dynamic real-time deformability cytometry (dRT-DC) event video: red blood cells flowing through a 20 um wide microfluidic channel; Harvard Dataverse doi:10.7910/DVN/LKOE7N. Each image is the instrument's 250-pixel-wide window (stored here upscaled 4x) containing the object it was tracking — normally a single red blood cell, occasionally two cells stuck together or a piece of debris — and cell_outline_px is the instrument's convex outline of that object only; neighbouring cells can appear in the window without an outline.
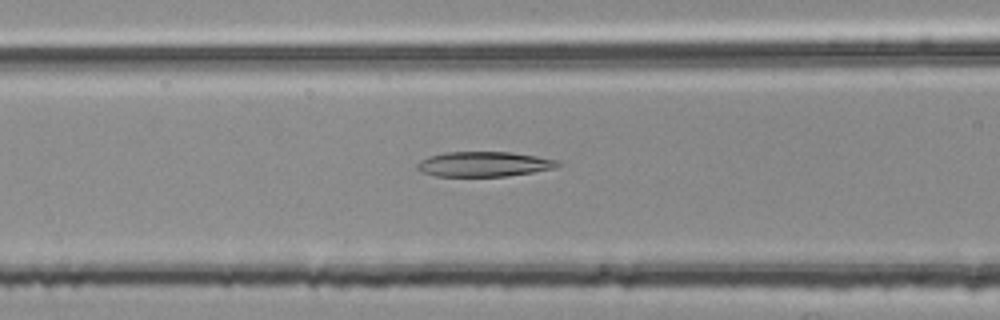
{"species": "common noctule bat (a hibernating species)", "species_latin": "Nyctalus noctula", "temperature_condition": "room temperature", "stored_images_in_passage": 54, "segment_of_instrument_passage": [2, 2], "camera_frame_rate_fps": 3000, "um_per_image_px": 0.085, "animal": {"sex": "female", "body_mass_g": 25.1}, "frame": {"image": 1, "passage_image": 22, "time_ms": 7.0, "image_size_px": [1000, 320], "cell_outline_px": [[560, 164], [556, 168], [532, 172], [504, 176], [436, 176], [420, 172], [416, 168], [416, 164], [420, 160], [428, 156], [448, 152], [512, 152], [536, 156], [556, 160]], "centroid_in_image_um": [41.09, 13.95], "position_along_channel_um": 125.5, "area_um2": 20.4}}
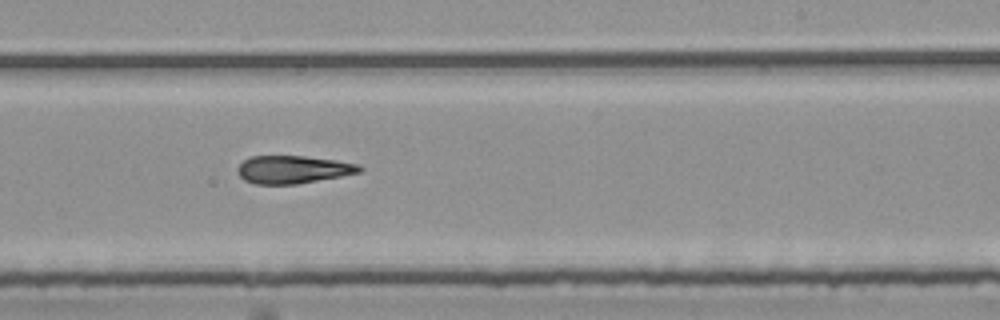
{"frame": {"image": 2, "passage_image": 33, "time_ms": 10.667, "image_size_px": [1000, 320], "cell_outline_px": [[364, 168], [360, 172], [340, 176], [296, 184], [256, 184], [244, 180], [240, 176], [236, 168], [244, 160], [252, 156], [304, 156], [336, 160], [360, 164]], "centroid_in_image_um": [24.91, 14.4], "position_along_channel_um": 264.1, "area_um2": 19.71}}
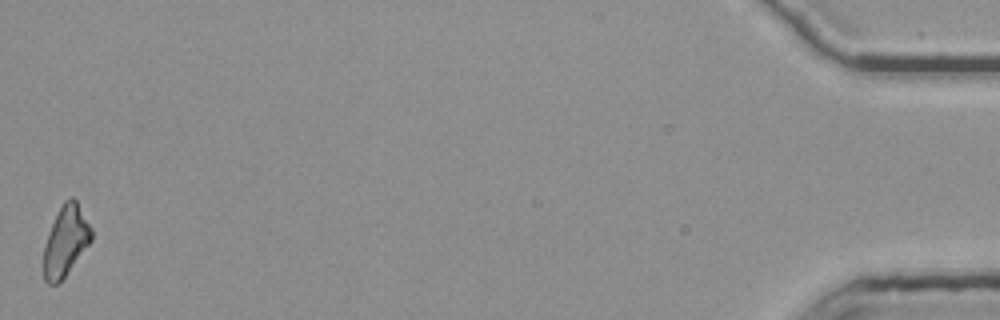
{"frame": {"image": 3, "passage_image": 54, "time_ms": 17.667, "image_size_px": [1000, 320], "cell_outline_px": [[92, 240], [64, 276], [56, 284], [48, 284], [44, 280], [44, 244], [52, 224], [64, 200], [68, 196], [72, 196], [76, 200], [92, 228]], "centroid_in_image_um": [5.59, 20.45], "position_along_channel_um": 429.6, "area_um2": 19.19}}